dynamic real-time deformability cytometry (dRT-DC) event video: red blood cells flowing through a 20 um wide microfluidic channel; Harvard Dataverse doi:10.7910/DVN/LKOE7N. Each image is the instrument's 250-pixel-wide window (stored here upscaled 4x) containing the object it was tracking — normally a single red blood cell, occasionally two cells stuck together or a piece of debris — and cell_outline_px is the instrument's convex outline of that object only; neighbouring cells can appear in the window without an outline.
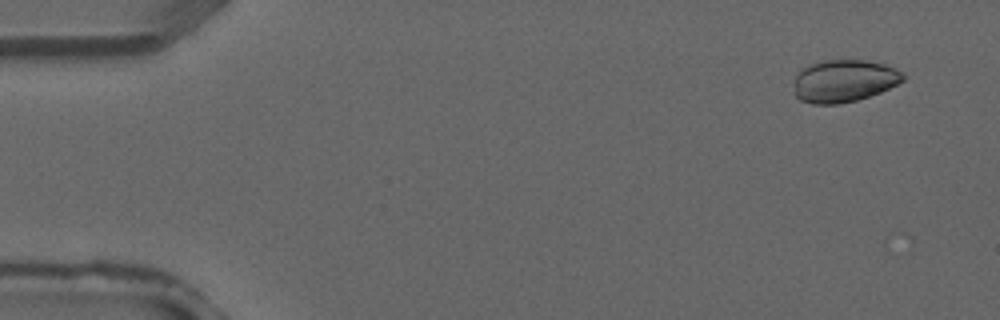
{"species": "common noctule bat (a hibernating species)", "species_latin": "Nyctalus noctula", "temperature_condition": "warm", "stored_images_in_passage": 3, "camera_frame_rate_fps": 3000, "um_per_image_px": 0.085, "animal": {"sex": "male", "forearm_length_mm": 52.5}, "frame": {"image": 1, "passage_image": 1, "time_ms": 0.0, "image_size_px": [1000, 320], "cell_outline_px": [[904, 80], [880, 92], [856, 100], [836, 104], [812, 104], [800, 100], [796, 96], [796, 76], [808, 64], [824, 60], [864, 60], [884, 64], [900, 72], [904, 76]], "centroid_in_image_um": [71.72, 6.88], "position_along_channel_um": 13.3, "area_um2": 26.47}}